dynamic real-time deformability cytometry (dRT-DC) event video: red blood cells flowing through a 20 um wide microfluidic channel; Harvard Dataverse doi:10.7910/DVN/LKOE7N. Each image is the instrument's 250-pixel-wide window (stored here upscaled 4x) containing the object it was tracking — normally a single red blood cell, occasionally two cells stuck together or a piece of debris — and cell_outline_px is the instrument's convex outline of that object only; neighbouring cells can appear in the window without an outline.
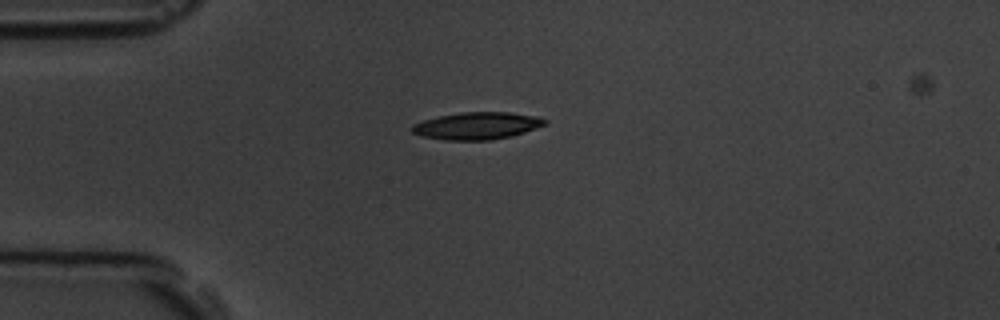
{"species": "common noctule bat (a hibernating species)", "species_latin": "Nyctalus noctula", "temperature_condition": "room temperature", "stored_images_in_passage": 1, "camera_frame_rate_fps": 3000, "um_per_image_px": 0.085, "animal": {"sex": "male", "body_mass_g": 19.5, "forearm_length_mm": 54.6}, "frame": {"image": 1, "passage_image": 1, "time_ms": 0.0, "image_size_px": [1000, 320], "cell_outline_px": [[548, 120], [544, 124], [536, 128], [524, 132], [508, 136], [488, 140], [444, 140], [420, 136], [412, 132], [412, 124], [424, 120], [440, 116], [460, 112], [508, 112], [540, 116]], "centroid_in_image_um": [40.53, 10.68], "position_along_channel_um": 44.5, "area_um2": 20.98}}